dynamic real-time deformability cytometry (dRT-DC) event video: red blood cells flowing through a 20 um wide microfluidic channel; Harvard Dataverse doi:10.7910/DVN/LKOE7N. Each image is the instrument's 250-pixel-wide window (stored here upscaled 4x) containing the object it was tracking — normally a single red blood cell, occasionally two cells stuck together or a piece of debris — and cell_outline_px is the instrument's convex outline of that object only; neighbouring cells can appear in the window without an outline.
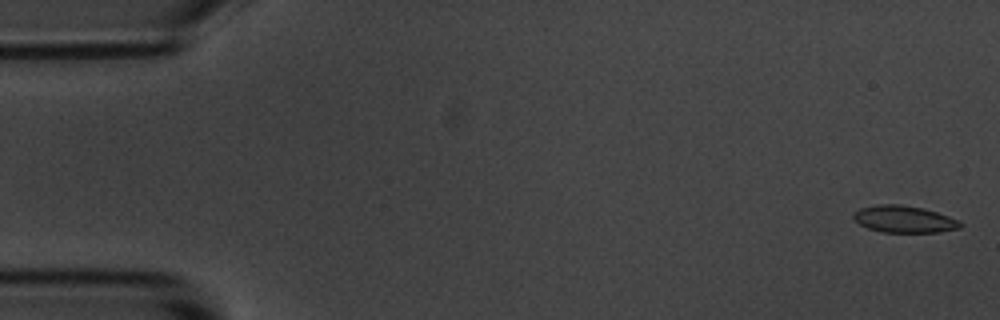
{"species": "common noctule bat (a hibernating species)", "species_latin": "Nyctalus noctula", "temperature_condition": "room temperature", "stored_images_in_passage": 55, "camera_frame_rate_fps": 3000, "um_per_image_px": 0.085, "animal": {"sex": "male", "body_mass_g": 20.1, "forearm_length_mm": 53.5}, "frame": {"image": 1, "passage_image": 2, "time_ms": 0.333, "image_size_px": [1000, 320], "cell_outline_px": [[964, 224], [960, 228], [940, 232], [884, 232], [868, 228], [852, 220], [852, 212], [860, 208], [880, 204], [900, 204], [924, 208], [960, 220]], "centroid_in_image_um": [76.84, 18.62], "position_along_channel_um": 8.2, "area_um2": 16.94}}
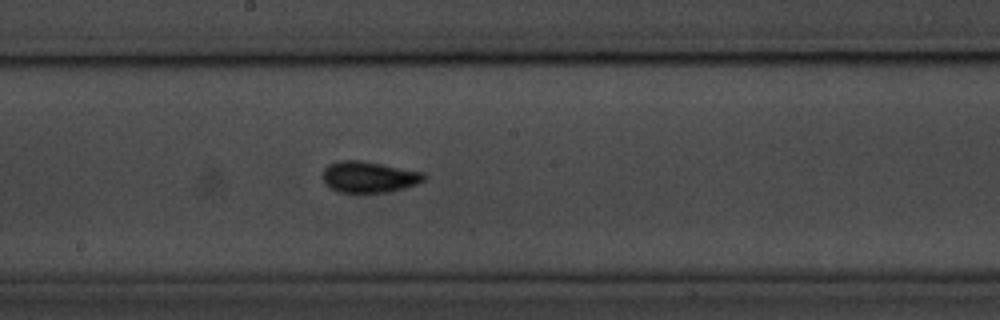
{"frame": {"image": 2, "passage_image": 30, "time_ms": 9.667, "image_size_px": [1000, 320], "cell_outline_px": [[428, 176], [424, 180], [416, 184], [404, 188], [388, 192], [336, 192], [324, 184], [324, 168], [328, 164], [340, 160], [360, 160], [424, 172]], "centroid_in_image_um": [31.36, 15.04], "position_along_channel_um": 216.8, "area_um2": 18.44}}
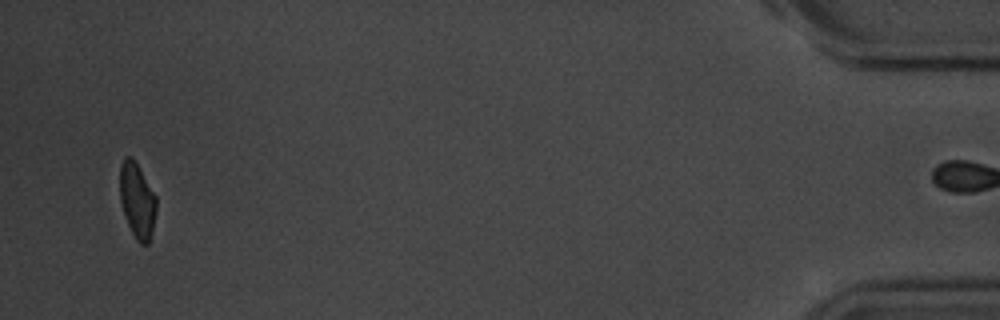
{"frame": {"image": 3, "passage_image": 54, "time_ms": 17.667, "image_size_px": [1000, 320], "cell_outline_px": [[156, 212], [152, 232], [148, 244], [140, 244], [136, 240], [124, 216], [120, 200], [120, 164], [124, 156], [132, 156], [156, 196]], "centroid_in_image_um": [11.65, 17.04], "position_along_channel_um": 423.6, "area_um2": 16.01}, "authors_computed_cell_mechanics": {"area_um2": 16.9932, "velocity_mm_per_s": 3.6362, "shape_relaxation_time_tau1_ms": 6.2236, "shape_relaxation_time_tau2_ms": 0.5966, "deformation_change_tau1": 0.1726, "deformation_change_tau2": 0.0459}}